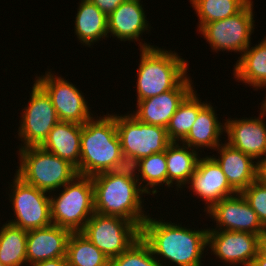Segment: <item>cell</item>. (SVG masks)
Segmentation results:
<instances>
[{
	"label": "cell",
	"instance_id": "cell-1",
	"mask_svg": "<svg viewBox=\"0 0 266 266\" xmlns=\"http://www.w3.org/2000/svg\"><path fill=\"white\" fill-rule=\"evenodd\" d=\"M207 232L208 228L192 230L179 223L158 221L148 216L141 227V238L150 246L161 266H166L168 260L176 266H202Z\"/></svg>",
	"mask_w": 266,
	"mask_h": 266
},
{
	"label": "cell",
	"instance_id": "cell-2",
	"mask_svg": "<svg viewBox=\"0 0 266 266\" xmlns=\"http://www.w3.org/2000/svg\"><path fill=\"white\" fill-rule=\"evenodd\" d=\"M92 181L95 212L125 218L141 230L149 214L142 208L144 205L141 196L147 193L139 182L107 172L92 176Z\"/></svg>",
	"mask_w": 266,
	"mask_h": 266
},
{
	"label": "cell",
	"instance_id": "cell-3",
	"mask_svg": "<svg viewBox=\"0 0 266 266\" xmlns=\"http://www.w3.org/2000/svg\"><path fill=\"white\" fill-rule=\"evenodd\" d=\"M139 43L137 102L173 90L187 76L188 70L187 61L176 52Z\"/></svg>",
	"mask_w": 266,
	"mask_h": 266
},
{
	"label": "cell",
	"instance_id": "cell-4",
	"mask_svg": "<svg viewBox=\"0 0 266 266\" xmlns=\"http://www.w3.org/2000/svg\"><path fill=\"white\" fill-rule=\"evenodd\" d=\"M122 154L115 114L89 119L82 125L80 175L107 172Z\"/></svg>",
	"mask_w": 266,
	"mask_h": 266
},
{
	"label": "cell",
	"instance_id": "cell-5",
	"mask_svg": "<svg viewBox=\"0 0 266 266\" xmlns=\"http://www.w3.org/2000/svg\"><path fill=\"white\" fill-rule=\"evenodd\" d=\"M20 163L16 175L25 183L49 192L59 190L78 175L76 168L40 146L19 149Z\"/></svg>",
	"mask_w": 266,
	"mask_h": 266
},
{
	"label": "cell",
	"instance_id": "cell-6",
	"mask_svg": "<svg viewBox=\"0 0 266 266\" xmlns=\"http://www.w3.org/2000/svg\"><path fill=\"white\" fill-rule=\"evenodd\" d=\"M62 188L59 196H50L52 223L81 232L95 213L92 177L78 174Z\"/></svg>",
	"mask_w": 266,
	"mask_h": 266
},
{
	"label": "cell",
	"instance_id": "cell-7",
	"mask_svg": "<svg viewBox=\"0 0 266 266\" xmlns=\"http://www.w3.org/2000/svg\"><path fill=\"white\" fill-rule=\"evenodd\" d=\"M81 233L109 260L126 251L141 237V230L133 222L96 212L87 221Z\"/></svg>",
	"mask_w": 266,
	"mask_h": 266
},
{
	"label": "cell",
	"instance_id": "cell-8",
	"mask_svg": "<svg viewBox=\"0 0 266 266\" xmlns=\"http://www.w3.org/2000/svg\"><path fill=\"white\" fill-rule=\"evenodd\" d=\"M252 0L237 14L223 20L204 24L198 31L217 53L221 51L239 52L241 55L251 45L254 32Z\"/></svg>",
	"mask_w": 266,
	"mask_h": 266
},
{
	"label": "cell",
	"instance_id": "cell-9",
	"mask_svg": "<svg viewBox=\"0 0 266 266\" xmlns=\"http://www.w3.org/2000/svg\"><path fill=\"white\" fill-rule=\"evenodd\" d=\"M13 180L9 199L16 217L8 223L27 231L52 225L50 194L25 183L16 174Z\"/></svg>",
	"mask_w": 266,
	"mask_h": 266
},
{
	"label": "cell",
	"instance_id": "cell-10",
	"mask_svg": "<svg viewBox=\"0 0 266 266\" xmlns=\"http://www.w3.org/2000/svg\"><path fill=\"white\" fill-rule=\"evenodd\" d=\"M122 153L142 159L166 150L171 143L164 127L140 122L131 113L115 114Z\"/></svg>",
	"mask_w": 266,
	"mask_h": 266
},
{
	"label": "cell",
	"instance_id": "cell-11",
	"mask_svg": "<svg viewBox=\"0 0 266 266\" xmlns=\"http://www.w3.org/2000/svg\"><path fill=\"white\" fill-rule=\"evenodd\" d=\"M32 86L30 100L22 110V119L18 129V137L22 143L19 149L40 146L48 133L60 121L51 98L36 82Z\"/></svg>",
	"mask_w": 266,
	"mask_h": 266
},
{
	"label": "cell",
	"instance_id": "cell-12",
	"mask_svg": "<svg viewBox=\"0 0 266 266\" xmlns=\"http://www.w3.org/2000/svg\"><path fill=\"white\" fill-rule=\"evenodd\" d=\"M36 82L51 98L60 121L74 122L83 125L93 114L89 111L87 101L80 91L71 82L56 76L50 71L45 75L36 76Z\"/></svg>",
	"mask_w": 266,
	"mask_h": 266
},
{
	"label": "cell",
	"instance_id": "cell-13",
	"mask_svg": "<svg viewBox=\"0 0 266 266\" xmlns=\"http://www.w3.org/2000/svg\"><path fill=\"white\" fill-rule=\"evenodd\" d=\"M206 212L217 223L215 229L208 230L246 232L259 237L265 232V226L241 193L223 198Z\"/></svg>",
	"mask_w": 266,
	"mask_h": 266
},
{
	"label": "cell",
	"instance_id": "cell-14",
	"mask_svg": "<svg viewBox=\"0 0 266 266\" xmlns=\"http://www.w3.org/2000/svg\"><path fill=\"white\" fill-rule=\"evenodd\" d=\"M207 247L222 262L236 266H250L259 250V236L253 233L208 230Z\"/></svg>",
	"mask_w": 266,
	"mask_h": 266
},
{
	"label": "cell",
	"instance_id": "cell-15",
	"mask_svg": "<svg viewBox=\"0 0 266 266\" xmlns=\"http://www.w3.org/2000/svg\"><path fill=\"white\" fill-rule=\"evenodd\" d=\"M193 82L186 76L173 90H168L137 102L131 113L140 122L166 128L179 105L194 90Z\"/></svg>",
	"mask_w": 266,
	"mask_h": 266
},
{
	"label": "cell",
	"instance_id": "cell-16",
	"mask_svg": "<svg viewBox=\"0 0 266 266\" xmlns=\"http://www.w3.org/2000/svg\"><path fill=\"white\" fill-rule=\"evenodd\" d=\"M187 184L190 185L188 186L189 189L191 188L198 198L200 196L202 201H206L205 212L223 198L237 194L230 186L221 167L208 155L199 158L196 170Z\"/></svg>",
	"mask_w": 266,
	"mask_h": 266
},
{
	"label": "cell",
	"instance_id": "cell-17",
	"mask_svg": "<svg viewBox=\"0 0 266 266\" xmlns=\"http://www.w3.org/2000/svg\"><path fill=\"white\" fill-rule=\"evenodd\" d=\"M260 110V116L257 118H228L223 123L228 138L225 142L256 159L257 162L266 157V124L263 120L266 112L262 108Z\"/></svg>",
	"mask_w": 266,
	"mask_h": 266
},
{
	"label": "cell",
	"instance_id": "cell-18",
	"mask_svg": "<svg viewBox=\"0 0 266 266\" xmlns=\"http://www.w3.org/2000/svg\"><path fill=\"white\" fill-rule=\"evenodd\" d=\"M71 231L58 225L31 229L27 233V265L66 257Z\"/></svg>",
	"mask_w": 266,
	"mask_h": 266
},
{
	"label": "cell",
	"instance_id": "cell-19",
	"mask_svg": "<svg viewBox=\"0 0 266 266\" xmlns=\"http://www.w3.org/2000/svg\"><path fill=\"white\" fill-rule=\"evenodd\" d=\"M219 157L211 156L221 167L230 186L241 193L258 179L259 162L224 142L217 148Z\"/></svg>",
	"mask_w": 266,
	"mask_h": 266
},
{
	"label": "cell",
	"instance_id": "cell-20",
	"mask_svg": "<svg viewBox=\"0 0 266 266\" xmlns=\"http://www.w3.org/2000/svg\"><path fill=\"white\" fill-rule=\"evenodd\" d=\"M141 0H125L107 16L108 33L120 41H140L139 36L147 31L146 19Z\"/></svg>",
	"mask_w": 266,
	"mask_h": 266
},
{
	"label": "cell",
	"instance_id": "cell-21",
	"mask_svg": "<svg viewBox=\"0 0 266 266\" xmlns=\"http://www.w3.org/2000/svg\"><path fill=\"white\" fill-rule=\"evenodd\" d=\"M82 125L74 122L59 121L40 145L44 150L73 165L80 175Z\"/></svg>",
	"mask_w": 266,
	"mask_h": 266
},
{
	"label": "cell",
	"instance_id": "cell-22",
	"mask_svg": "<svg viewBox=\"0 0 266 266\" xmlns=\"http://www.w3.org/2000/svg\"><path fill=\"white\" fill-rule=\"evenodd\" d=\"M217 115L213 106L207 103L198 112L195 123L181 143L194 150L201 147L216 150L222 143L220 142L221 134L225 132V124L220 123Z\"/></svg>",
	"mask_w": 266,
	"mask_h": 266
},
{
	"label": "cell",
	"instance_id": "cell-23",
	"mask_svg": "<svg viewBox=\"0 0 266 266\" xmlns=\"http://www.w3.org/2000/svg\"><path fill=\"white\" fill-rule=\"evenodd\" d=\"M165 158L167 162V187L170 188L176 184V189L179 190L178 188L186 186L195 172L200 156H198L197 150L183 143L171 142L165 150Z\"/></svg>",
	"mask_w": 266,
	"mask_h": 266
},
{
	"label": "cell",
	"instance_id": "cell-24",
	"mask_svg": "<svg viewBox=\"0 0 266 266\" xmlns=\"http://www.w3.org/2000/svg\"><path fill=\"white\" fill-rule=\"evenodd\" d=\"M74 27L78 41L88 47L109 37L107 15L90 0H81Z\"/></svg>",
	"mask_w": 266,
	"mask_h": 266
},
{
	"label": "cell",
	"instance_id": "cell-25",
	"mask_svg": "<svg viewBox=\"0 0 266 266\" xmlns=\"http://www.w3.org/2000/svg\"><path fill=\"white\" fill-rule=\"evenodd\" d=\"M249 46L234 65V77L253 86L255 90L266 88V36L259 44Z\"/></svg>",
	"mask_w": 266,
	"mask_h": 266
},
{
	"label": "cell",
	"instance_id": "cell-26",
	"mask_svg": "<svg viewBox=\"0 0 266 266\" xmlns=\"http://www.w3.org/2000/svg\"><path fill=\"white\" fill-rule=\"evenodd\" d=\"M27 233L9 223L0 228V262L5 266L27 265Z\"/></svg>",
	"mask_w": 266,
	"mask_h": 266
},
{
	"label": "cell",
	"instance_id": "cell-27",
	"mask_svg": "<svg viewBox=\"0 0 266 266\" xmlns=\"http://www.w3.org/2000/svg\"><path fill=\"white\" fill-rule=\"evenodd\" d=\"M193 90L179 105L166 127L171 142H182L196 121L198 112L207 104Z\"/></svg>",
	"mask_w": 266,
	"mask_h": 266
},
{
	"label": "cell",
	"instance_id": "cell-28",
	"mask_svg": "<svg viewBox=\"0 0 266 266\" xmlns=\"http://www.w3.org/2000/svg\"><path fill=\"white\" fill-rule=\"evenodd\" d=\"M67 266H110L108 257L81 232H72L67 244Z\"/></svg>",
	"mask_w": 266,
	"mask_h": 266
},
{
	"label": "cell",
	"instance_id": "cell-29",
	"mask_svg": "<svg viewBox=\"0 0 266 266\" xmlns=\"http://www.w3.org/2000/svg\"><path fill=\"white\" fill-rule=\"evenodd\" d=\"M251 0H190L199 17V29L240 12Z\"/></svg>",
	"mask_w": 266,
	"mask_h": 266
},
{
	"label": "cell",
	"instance_id": "cell-30",
	"mask_svg": "<svg viewBox=\"0 0 266 266\" xmlns=\"http://www.w3.org/2000/svg\"><path fill=\"white\" fill-rule=\"evenodd\" d=\"M140 187L147 193L157 194V186L166 185L167 186V162L165 158V151L161 153H155L150 156L140 159ZM147 183L145 185H142ZM155 187V188H154ZM151 188V190L149 189Z\"/></svg>",
	"mask_w": 266,
	"mask_h": 266
},
{
	"label": "cell",
	"instance_id": "cell-31",
	"mask_svg": "<svg viewBox=\"0 0 266 266\" xmlns=\"http://www.w3.org/2000/svg\"><path fill=\"white\" fill-rule=\"evenodd\" d=\"M110 266H161L150 246L140 237L126 251L110 260Z\"/></svg>",
	"mask_w": 266,
	"mask_h": 266
},
{
	"label": "cell",
	"instance_id": "cell-32",
	"mask_svg": "<svg viewBox=\"0 0 266 266\" xmlns=\"http://www.w3.org/2000/svg\"><path fill=\"white\" fill-rule=\"evenodd\" d=\"M241 194L249 206L256 212L262 224L266 226V184L257 179L243 190Z\"/></svg>",
	"mask_w": 266,
	"mask_h": 266
},
{
	"label": "cell",
	"instance_id": "cell-33",
	"mask_svg": "<svg viewBox=\"0 0 266 266\" xmlns=\"http://www.w3.org/2000/svg\"><path fill=\"white\" fill-rule=\"evenodd\" d=\"M140 167L139 158L122 153L118 161L111 165L107 173L123 176L139 182Z\"/></svg>",
	"mask_w": 266,
	"mask_h": 266
},
{
	"label": "cell",
	"instance_id": "cell-34",
	"mask_svg": "<svg viewBox=\"0 0 266 266\" xmlns=\"http://www.w3.org/2000/svg\"><path fill=\"white\" fill-rule=\"evenodd\" d=\"M107 16L125 0H90Z\"/></svg>",
	"mask_w": 266,
	"mask_h": 266
},
{
	"label": "cell",
	"instance_id": "cell-35",
	"mask_svg": "<svg viewBox=\"0 0 266 266\" xmlns=\"http://www.w3.org/2000/svg\"><path fill=\"white\" fill-rule=\"evenodd\" d=\"M30 266H67V258L66 257H59L56 259L44 260Z\"/></svg>",
	"mask_w": 266,
	"mask_h": 266
},
{
	"label": "cell",
	"instance_id": "cell-36",
	"mask_svg": "<svg viewBox=\"0 0 266 266\" xmlns=\"http://www.w3.org/2000/svg\"><path fill=\"white\" fill-rule=\"evenodd\" d=\"M258 179L266 184V157L259 162Z\"/></svg>",
	"mask_w": 266,
	"mask_h": 266
},
{
	"label": "cell",
	"instance_id": "cell-37",
	"mask_svg": "<svg viewBox=\"0 0 266 266\" xmlns=\"http://www.w3.org/2000/svg\"><path fill=\"white\" fill-rule=\"evenodd\" d=\"M250 266H266V257L258 251Z\"/></svg>",
	"mask_w": 266,
	"mask_h": 266
},
{
	"label": "cell",
	"instance_id": "cell-38",
	"mask_svg": "<svg viewBox=\"0 0 266 266\" xmlns=\"http://www.w3.org/2000/svg\"><path fill=\"white\" fill-rule=\"evenodd\" d=\"M264 257H266V233L264 232L259 237V250H258Z\"/></svg>",
	"mask_w": 266,
	"mask_h": 266
},
{
	"label": "cell",
	"instance_id": "cell-39",
	"mask_svg": "<svg viewBox=\"0 0 266 266\" xmlns=\"http://www.w3.org/2000/svg\"><path fill=\"white\" fill-rule=\"evenodd\" d=\"M261 108L266 112V96L265 100L261 103Z\"/></svg>",
	"mask_w": 266,
	"mask_h": 266
}]
</instances>
